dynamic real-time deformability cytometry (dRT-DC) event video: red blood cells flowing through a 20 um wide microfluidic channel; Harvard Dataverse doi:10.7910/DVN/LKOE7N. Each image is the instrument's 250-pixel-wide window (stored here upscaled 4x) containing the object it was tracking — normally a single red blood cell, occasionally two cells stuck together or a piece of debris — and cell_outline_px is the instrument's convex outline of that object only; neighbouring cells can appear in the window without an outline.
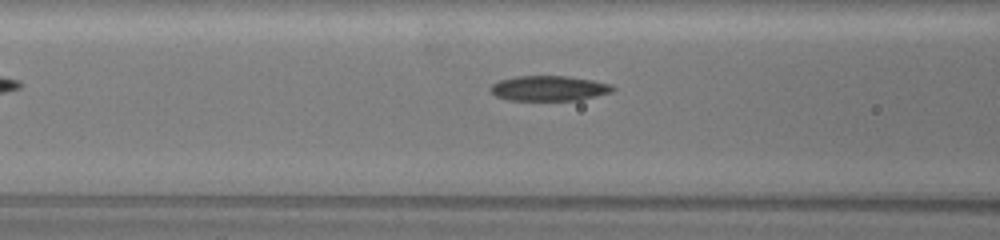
{"species": "common noctule bat (a hibernating species)", "species_latin": "Nyctalus noctula", "temperature_condition": "warm", "stored_images_in_passage": 36, "camera_frame_rate_fps": 3000, "um_per_image_px": 0.085, "animal": {"sex": "female", "body_mass_g": 19.5, "forearm_length_mm": 54.1}, "frame": {"image": 1, "passage_image": 6, "time_ms": 1.667, "image_size_px": [1000, 240], "cell_outline_px": [[616, 88], [612, 92], [576, 100], [512, 100], [496, 96], [492, 92], [492, 84], [500, 80], [516, 76], [568, 76], [592, 80], [608, 84]], "centroid_in_image_um": [46.67, 7.5], "position_along_channel_um": 119.9, "area_um2": 17.57}}